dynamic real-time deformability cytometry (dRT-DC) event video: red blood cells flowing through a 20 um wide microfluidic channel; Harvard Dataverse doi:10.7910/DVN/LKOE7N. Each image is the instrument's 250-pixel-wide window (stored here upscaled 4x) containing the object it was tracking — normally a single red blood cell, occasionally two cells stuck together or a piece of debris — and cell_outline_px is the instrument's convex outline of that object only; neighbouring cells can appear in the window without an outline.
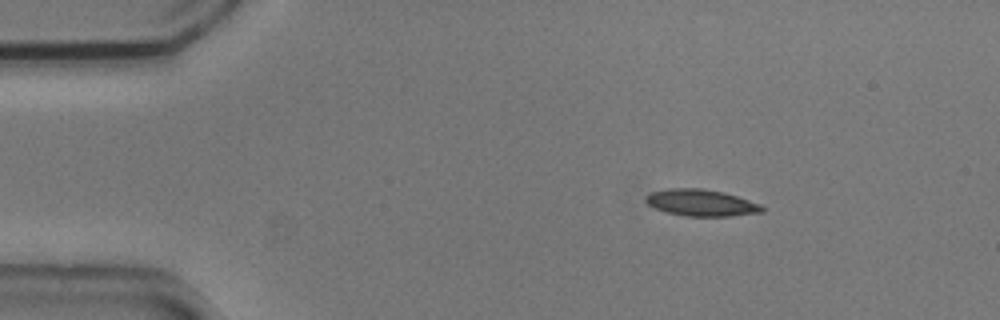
{"species": "common noctule bat (a hibernating species)", "species_latin": "Nyctalus noctula", "temperature_condition": "cold", "stored_images_in_passage": 3, "camera_frame_rate_fps": 3000, "um_per_image_px": 0.085, "animal": {"sex": "male", "body_mass_g": 20.5, "forearm_length_mm": 52.5}, "frame": {"image": 1, "passage_image": 1, "time_ms": 0.0, "image_size_px": [1000, 320], "cell_outline_px": [[764, 212], [732, 216], [688, 216], [668, 212], [656, 208], [648, 204], [644, 200], [644, 196], [648, 192], [668, 188], [704, 188], [724, 192], [760, 204], [764, 208]], "centroid_in_image_um": [59.58, 17.22], "position_along_channel_um": 25.4, "area_um2": 18.15}}